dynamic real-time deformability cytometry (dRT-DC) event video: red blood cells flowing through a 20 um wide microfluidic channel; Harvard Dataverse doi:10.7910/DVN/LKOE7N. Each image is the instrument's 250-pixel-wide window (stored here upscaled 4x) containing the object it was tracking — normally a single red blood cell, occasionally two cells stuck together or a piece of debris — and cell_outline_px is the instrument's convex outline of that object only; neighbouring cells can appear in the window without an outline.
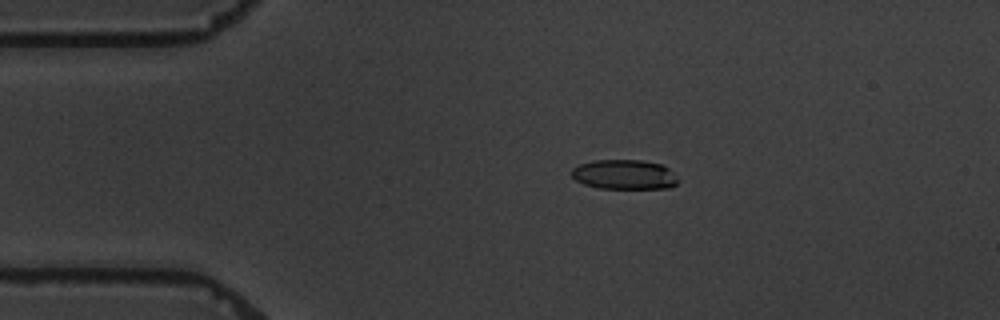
{"species": "common noctule bat (a hibernating species)", "species_latin": "Nyctalus noctula", "temperature_condition": "warm", "stored_images_in_passage": 5, "camera_frame_rate_fps": 3000, "um_per_image_px": 0.085, "animal": {"sex": "male", "body_mass_g": 19.5, "forearm_length_mm": 54.6}, "frame": {"image": 1, "passage_image": 4, "time_ms": 3.667, "image_size_px": [1000, 320], "cell_outline_px": [[680, 180], [676, 184], [668, 188], [600, 188], [584, 184], [576, 180], [572, 176], [572, 168], [580, 164], [596, 160], [640, 160], [660, 164], [668, 168]], "centroid_in_image_um": [53.08, 14.83], "position_along_channel_um": 31.9, "area_um2": 18.26}}